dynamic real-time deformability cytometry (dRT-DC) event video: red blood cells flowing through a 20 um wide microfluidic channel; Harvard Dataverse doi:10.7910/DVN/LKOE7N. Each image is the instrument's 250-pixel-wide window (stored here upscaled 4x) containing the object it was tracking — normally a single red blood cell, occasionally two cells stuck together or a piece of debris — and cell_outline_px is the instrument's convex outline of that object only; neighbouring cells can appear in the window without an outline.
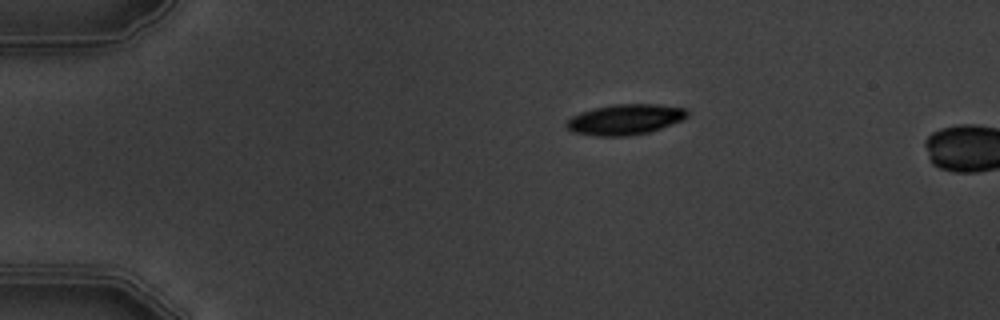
{"species": "common noctule bat (a hibernating species)", "species_latin": "Nyctalus noctula", "temperature_condition": "warm", "stored_images_in_passage": 2, "camera_frame_rate_fps": 3000, "um_per_image_px": 0.085, "animal": {"sex": "male", "body_mass_g": 19.5, "forearm_length_mm": 54.6}, "frame": {"image": 1, "passage_image": 1, "time_ms": 0.0, "image_size_px": [1000, 320], "cell_outline_px": [[688, 116], [684, 120], [648, 132], [628, 136], [596, 136], [572, 132], [564, 124], [564, 120], [580, 112], [596, 108], [616, 104], [660, 104], [688, 108]], "centroid_in_image_um": [53.14, 10.15], "position_along_channel_um": 31.9, "area_um2": 21.68}}